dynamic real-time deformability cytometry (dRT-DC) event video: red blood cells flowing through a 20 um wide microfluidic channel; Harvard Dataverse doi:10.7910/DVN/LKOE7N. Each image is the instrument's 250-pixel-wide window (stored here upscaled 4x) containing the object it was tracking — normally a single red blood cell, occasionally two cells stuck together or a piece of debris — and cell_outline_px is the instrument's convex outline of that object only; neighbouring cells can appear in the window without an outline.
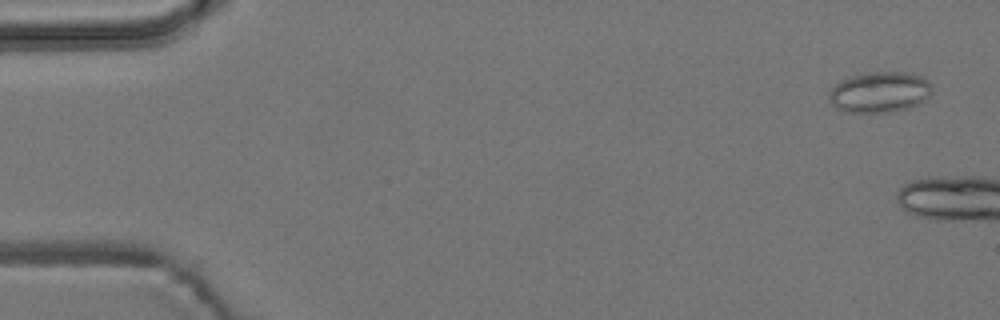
{"species": "common noctule bat (a hibernating species)", "species_latin": "Nyctalus noctula", "temperature_condition": "room temperature", "stored_images_in_passage": 3, "camera_frame_rate_fps": 3000, "um_per_image_px": 0.085, "animal": {"sex": "male", "body_mass_g": 19.2, "forearm_length_mm": 51.8}, "frame": {"image": 1, "passage_image": 1, "time_ms": 0.0, "image_size_px": [1000, 320], "cell_outline_px": [[932, 92], [920, 104], [908, 108], [888, 112], [848, 112], [836, 108], [832, 104], [828, 96], [828, 92], [840, 80], [852, 76], [872, 72], [912, 72], [928, 80], [932, 84]], "centroid_in_image_um": [74.79, 7.82], "position_along_channel_um": 10.2, "area_um2": 24.57}}